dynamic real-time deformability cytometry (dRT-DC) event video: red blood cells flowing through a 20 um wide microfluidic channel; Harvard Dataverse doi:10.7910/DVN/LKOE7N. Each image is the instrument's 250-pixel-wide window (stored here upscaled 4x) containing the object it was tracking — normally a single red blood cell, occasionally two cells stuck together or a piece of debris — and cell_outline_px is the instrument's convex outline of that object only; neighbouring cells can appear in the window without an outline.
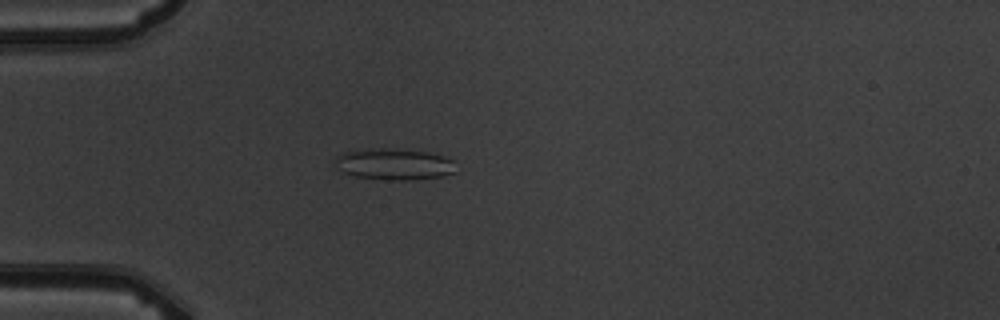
{"species": "common noctule bat (a hibernating species)", "species_latin": "Nyctalus noctula", "temperature_condition": "warm", "stored_images_in_passage": 5, "camera_frame_rate_fps": 3000, "um_per_image_px": 0.085, "animal": {"sex": "male", "body_mass_g": 19.5, "forearm_length_mm": 54.6}, "frame": {"image": 1, "passage_image": 5, "time_ms": 4.667, "image_size_px": [1000, 320], "cell_outline_px": [[456, 172], [440, 176], [412, 180], [384, 180], [356, 176], [344, 172], [340, 168], [336, 160], [336, 156], [340, 152], [372, 148], [396, 148], [428, 152], [452, 160]], "centroid_in_image_um": [33.49, 13.94], "position_along_channel_um": 51.5, "area_um2": 21.96}}